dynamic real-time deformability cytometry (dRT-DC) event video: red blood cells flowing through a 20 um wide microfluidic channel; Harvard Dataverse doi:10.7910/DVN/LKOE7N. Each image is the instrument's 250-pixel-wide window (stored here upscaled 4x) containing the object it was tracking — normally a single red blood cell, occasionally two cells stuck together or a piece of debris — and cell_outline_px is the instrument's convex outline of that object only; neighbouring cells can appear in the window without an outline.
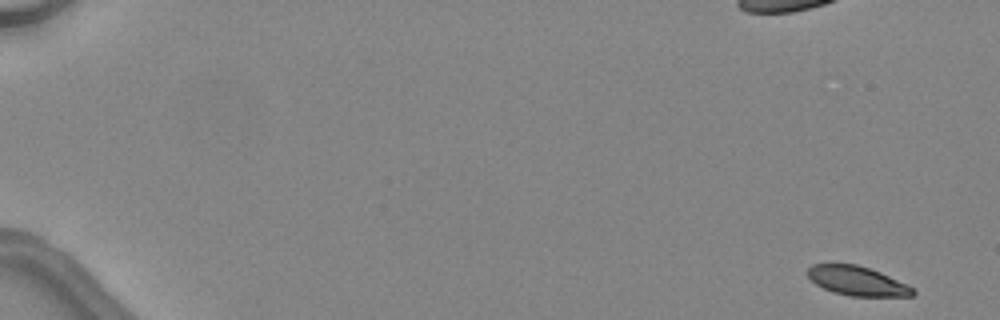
{"species": "common noctule bat (a hibernating species)", "species_latin": "Nyctalus noctula", "temperature_condition": "warm", "stored_images_in_passage": 6, "camera_frame_rate_fps": 3000, "um_per_image_px": 0.085, "animal": {"sex": "female", "body_mass_g": 24.6, "forearm_length_mm": 56.2}, "frame": {"image": 1, "passage_image": 1, "time_ms": 0.0, "image_size_px": [1000, 320], "cell_outline_px": [[916, 292], [912, 296], [852, 296], [832, 292], [816, 284], [808, 276], [808, 268], [812, 264], [856, 264], [880, 272], [908, 284]], "centroid_in_image_um": [72.87, 23.88], "position_along_channel_um": 12.1, "area_um2": 17.8}}